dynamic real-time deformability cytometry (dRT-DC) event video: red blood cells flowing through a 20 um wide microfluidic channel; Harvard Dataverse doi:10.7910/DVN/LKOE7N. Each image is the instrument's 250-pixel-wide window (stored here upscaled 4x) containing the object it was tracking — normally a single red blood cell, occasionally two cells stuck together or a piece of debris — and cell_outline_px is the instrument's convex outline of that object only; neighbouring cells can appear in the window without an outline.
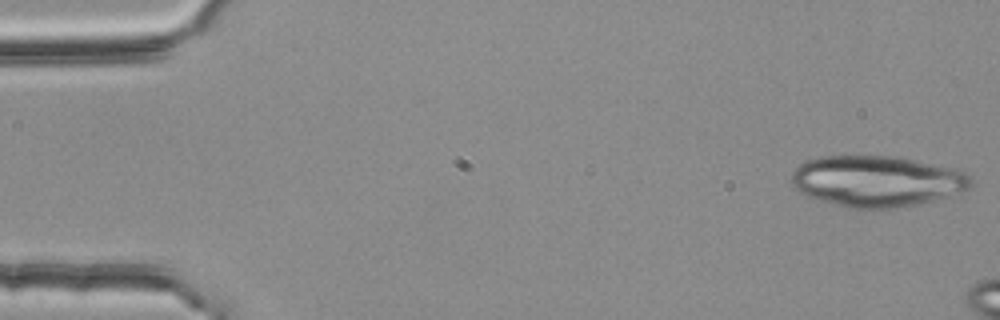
{"species": "common noctule bat (a hibernating species)", "species_latin": "Nyctalus noctula", "temperature_condition": "room temperature", "stored_images_in_passage": 8, "camera_frame_rate_fps": 3000, "um_per_image_px": 0.085, "animal": {"sex": "female", "body_mass_g": 25.1}, "frame": {"image": 1, "passage_image": 1, "time_ms": 0.0, "image_size_px": [1000, 320], "cell_outline_px": [[972, 188], [948, 196], [916, 204], [892, 208], [848, 208], [820, 200], [808, 196], [800, 192], [792, 184], [792, 172], [800, 164], [808, 160], [820, 156], [900, 156], [956, 168], [972, 176]], "centroid_in_image_um": [74.58, 15.38], "position_along_channel_um": 10.4, "area_um2": 53.52}}